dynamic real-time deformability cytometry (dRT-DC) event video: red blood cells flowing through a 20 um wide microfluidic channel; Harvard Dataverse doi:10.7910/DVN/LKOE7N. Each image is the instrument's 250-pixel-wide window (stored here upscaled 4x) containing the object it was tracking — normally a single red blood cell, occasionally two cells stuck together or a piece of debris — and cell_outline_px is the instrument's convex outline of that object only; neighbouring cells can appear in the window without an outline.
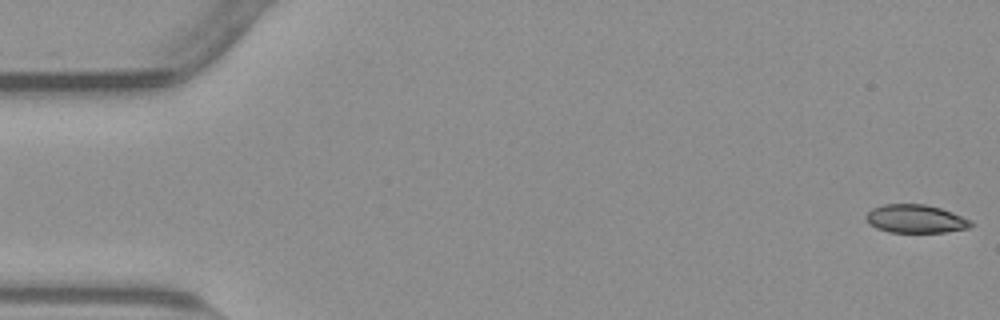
{"species": "common noctule bat (a hibernating species)", "species_latin": "Nyctalus noctula", "temperature_condition": "warm", "stored_images_in_passage": 55, "camera_frame_rate_fps": 3000, "um_per_image_px": 0.085, "animal": {"sex": "male", "body_mass_g": 23.1, "forearm_length_mm": 52.7}, "frame": {"image": 1, "passage_image": 1, "time_ms": 0.0, "image_size_px": [1000, 320], "cell_outline_px": [[976, 224], [968, 228], [944, 232], [888, 232], [876, 228], [868, 224], [864, 216], [872, 208], [884, 204], [924, 204], [940, 208], [952, 212], [972, 220]], "centroid_in_image_um": [77.82, 18.6], "position_along_channel_um": 7.2, "area_um2": 17.46}}
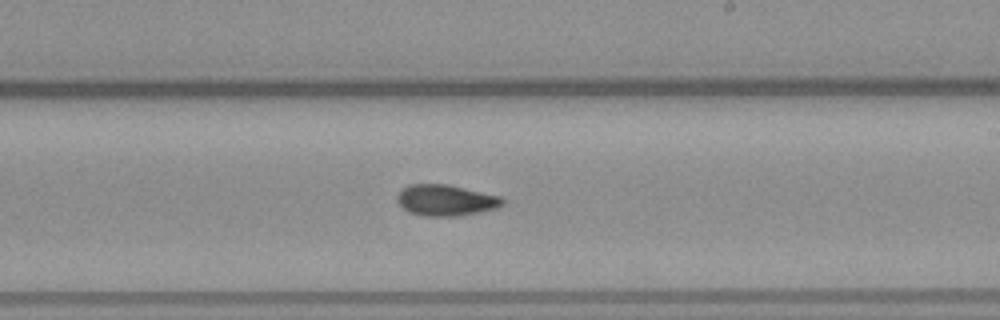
{"frame": {"image": 2, "passage_image": 32, "time_ms": 10.333, "image_size_px": [1000, 320], "cell_outline_px": [[504, 204], [496, 208], [456, 216], [420, 216], [408, 212], [396, 200], [396, 196], [408, 184], [448, 184], [500, 196], [504, 200]], "centroid_in_image_um": [37.86, 17.02], "position_along_channel_um": 251.1, "area_um2": 19.02}}
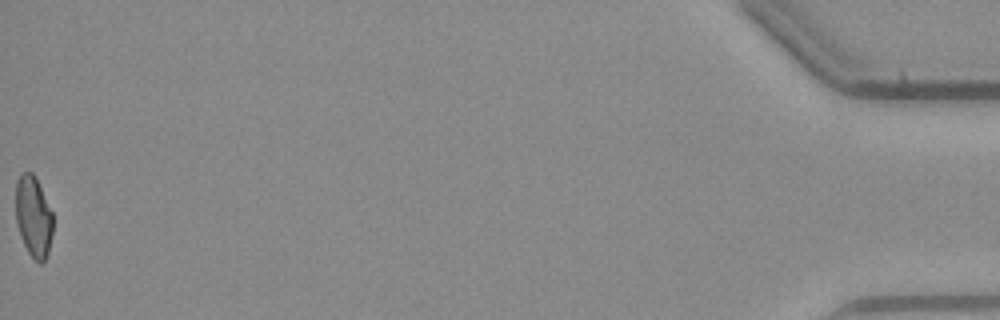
{"frame": {"image": 3, "passage_image": 55, "time_ms": 18.0, "image_size_px": [1000, 320], "cell_outline_px": [[52, 232], [48, 252], [44, 260], [40, 264], [28, 252], [20, 236], [16, 220], [16, 180], [20, 172], [32, 172], [36, 176], [52, 212]], "centroid_in_image_um": [2.83, 18.36], "position_along_channel_um": 432.4, "area_um2": 17.57}, "authors_computed_cell_mechanics": {"area_um2": 18.6116, "velocity_mm_per_s": 3.7938, "shape_relaxation_time_tau1_ms": null, "shape_relaxation_time_tau2_ms": 6.2564, "deformation_change_tau1": null, "deformation_change_tau2": 0.115}}